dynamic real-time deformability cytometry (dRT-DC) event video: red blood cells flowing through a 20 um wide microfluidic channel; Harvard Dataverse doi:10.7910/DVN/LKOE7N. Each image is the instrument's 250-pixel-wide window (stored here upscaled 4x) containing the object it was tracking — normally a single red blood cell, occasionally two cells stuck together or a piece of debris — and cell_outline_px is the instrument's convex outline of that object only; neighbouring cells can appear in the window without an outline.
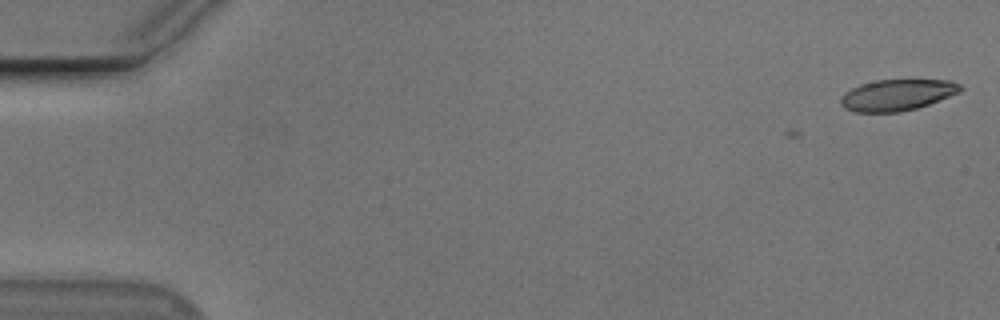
{"species": "Egyptian fruit bat (a non-hibernating species)", "species_latin": "Rousettus aegyptiacus", "temperature_condition": "cold", "stored_images_in_passage": 2, "camera_frame_rate_fps": 3000, "um_per_image_px": 0.085, "animal": {"sex": "male"}, "frame": {"image": 1, "passage_image": 2, "time_ms": 0.333, "image_size_px": [1000, 320], "cell_outline_px": [[964, 88], [960, 92], [928, 104], [916, 108], [900, 112], [856, 112], [844, 108], [840, 104], [840, 96], [844, 92], [860, 84], [876, 80], [952, 80], [960, 84]], "centroid_in_image_um": [76.24, 8.07], "position_along_channel_um": 8.8, "area_um2": 21.85}}